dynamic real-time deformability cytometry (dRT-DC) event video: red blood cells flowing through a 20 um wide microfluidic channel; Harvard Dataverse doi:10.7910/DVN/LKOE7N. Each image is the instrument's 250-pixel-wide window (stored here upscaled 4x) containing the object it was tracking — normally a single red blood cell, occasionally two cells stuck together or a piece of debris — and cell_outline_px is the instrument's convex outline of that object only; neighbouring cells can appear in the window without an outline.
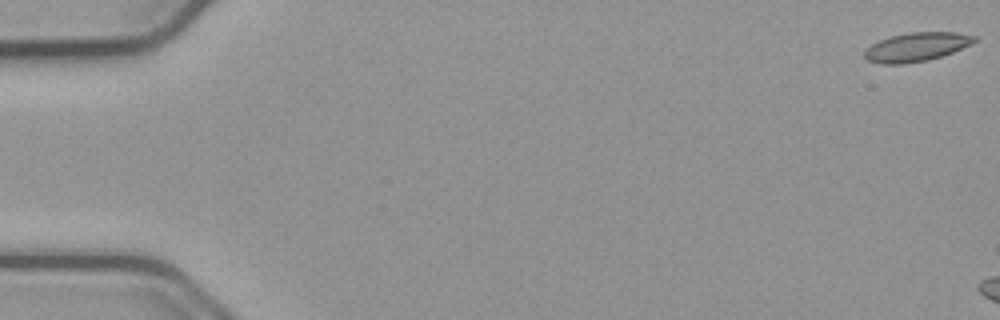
{"species": "common noctule bat (a hibernating species)", "species_latin": "Nyctalus noctula", "temperature_condition": "cold", "stored_images_in_passage": 7, "camera_frame_rate_fps": 3000, "um_per_image_px": 0.085, "animal": {"sex": "male", "body_mass_g": 23.1, "forearm_length_mm": 52.7}, "frame": {"image": 1, "passage_image": 1, "time_ms": 0.0, "image_size_px": [1000, 320], "cell_outline_px": [[976, 40], [972, 44], [952, 52], [928, 60], [904, 64], [880, 64], [868, 60], [864, 56], [864, 52], [872, 44], [880, 40], [892, 36], [908, 32], [956, 32], [976, 36]], "centroid_in_image_um": [77.91, 3.99], "position_along_channel_um": 7.1, "area_um2": 18.32}}